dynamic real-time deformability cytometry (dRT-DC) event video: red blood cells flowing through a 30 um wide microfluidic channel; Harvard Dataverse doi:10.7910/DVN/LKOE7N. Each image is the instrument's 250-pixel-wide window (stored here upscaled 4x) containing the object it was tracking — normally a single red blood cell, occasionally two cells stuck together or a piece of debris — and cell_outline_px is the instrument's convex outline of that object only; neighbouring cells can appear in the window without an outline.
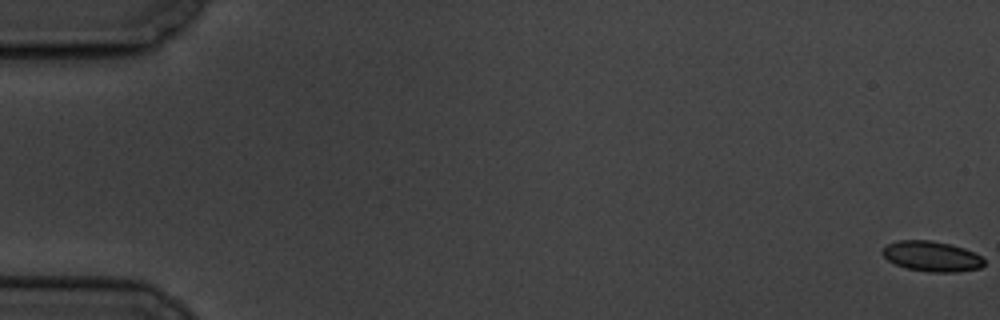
{"species": "common noctule bat (a hibernating species)", "species_latin": "Nyctalus noctula", "temperature_condition": "cold", "stored_images_in_passage": 6, "camera_frame_rate_fps": 3000, "um_per_image_px": 0.085, "animal": {"sex": "male", "body_mass_g": 19.5, "forearm_length_mm": 54.6}, "frame": {"image": 1, "passage_image": 1, "time_ms": 0.0, "image_size_px": [1000, 320], "cell_outline_px": [[984, 264], [980, 268], [956, 272], [928, 272], [908, 268], [896, 264], [888, 260], [880, 252], [880, 248], [896, 240], [932, 240], [964, 248], [980, 256], [984, 260]], "centroid_in_image_um": [79.15, 21.78], "position_along_channel_um": 5.8, "area_um2": 17.92}}
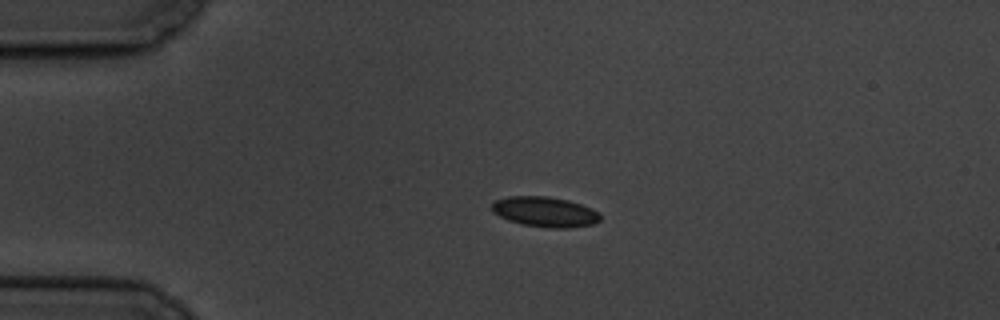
{"frame": {"image": 2, "passage_image": 5, "time_ms": 4.667, "image_size_px": [1000, 320], "cell_outline_px": [[600, 220], [592, 224], [568, 228], [552, 228], [524, 224], [508, 220], [492, 212], [492, 204], [496, 200], [508, 196], [548, 196], [568, 200], [592, 208], [600, 212]], "centroid_in_image_um": [46.33, 18.0], "position_along_channel_um": 38.7, "area_um2": 18.96}}